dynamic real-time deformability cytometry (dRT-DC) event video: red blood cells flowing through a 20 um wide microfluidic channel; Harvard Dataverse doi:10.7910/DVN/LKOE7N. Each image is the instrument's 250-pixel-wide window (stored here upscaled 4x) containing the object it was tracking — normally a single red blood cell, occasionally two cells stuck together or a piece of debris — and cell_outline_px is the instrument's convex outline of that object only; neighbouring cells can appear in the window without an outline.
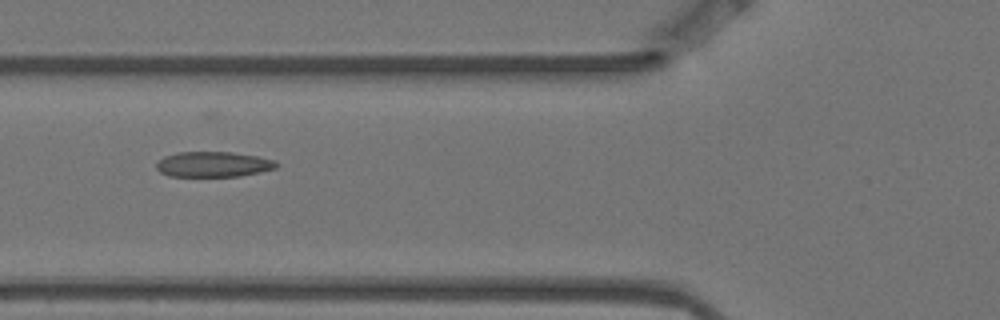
{"species": "Egyptian fruit bat (a non-hibernating species)", "species_latin": "Rousettus aegyptiacus", "temperature_condition": "warm", "stored_images_in_passage": 9, "camera_frame_rate_fps": 3000, "um_per_image_px": 0.085, "animal": {"sex": "female"}, "frame": {"image": 1, "passage_image": 6, "time_ms": 1.667, "image_size_px": [1000, 320], "cell_outline_px": [[280, 164], [276, 168], [260, 172], [240, 176], [168, 176], [160, 172], [156, 168], [156, 164], [164, 156], [176, 152], [232, 152], [256, 156], [276, 160]], "centroid_in_image_um": [18.15, 13.96], "position_along_channel_um": 107.7, "area_um2": 17.8}}
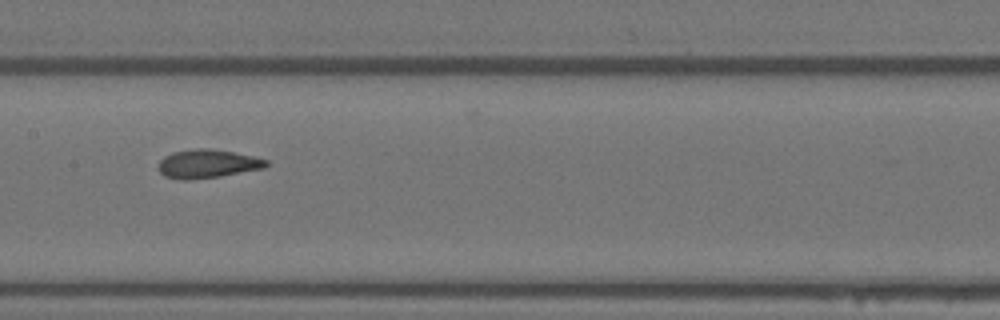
{"frame": {"image": 2, "passage_image": 8, "time_ms": 2.333, "image_size_px": [1000, 320], "cell_outline_px": [[268, 164], [264, 168], [220, 176], [188, 180], [176, 180], [164, 176], [156, 168], [160, 160], [164, 156], [172, 152], [192, 148], [208, 148], [232, 152], [252, 156], [268, 160]], "centroid_in_image_um": [17.56, 13.92], "position_along_channel_um": 189.8, "area_um2": 18.09}}
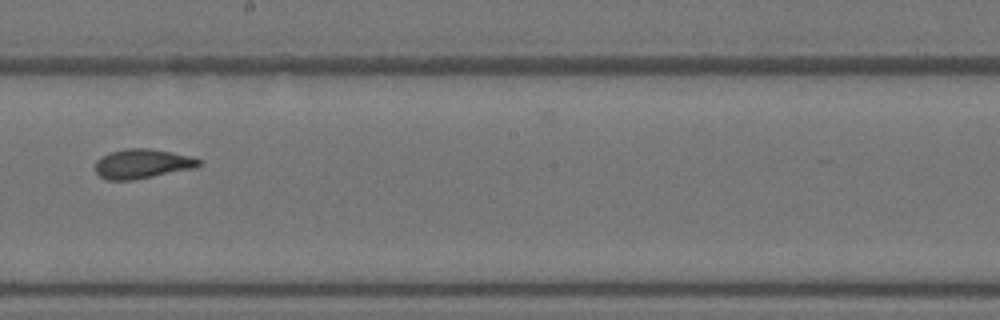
{"frame": {"image": 3, "passage_image": 9, "time_ms": 2.667, "image_size_px": [1000, 320], "cell_outline_px": [[200, 164], [196, 168], [132, 180], [108, 180], [100, 176], [96, 172], [96, 160], [100, 156], [108, 152], [124, 148], [152, 148], [172, 152], [188, 156], [200, 160]], "centroid_in_image_um": [12.05, 13.91], "position_along_channel_um": 236.1, "area_um2": 17.86}}